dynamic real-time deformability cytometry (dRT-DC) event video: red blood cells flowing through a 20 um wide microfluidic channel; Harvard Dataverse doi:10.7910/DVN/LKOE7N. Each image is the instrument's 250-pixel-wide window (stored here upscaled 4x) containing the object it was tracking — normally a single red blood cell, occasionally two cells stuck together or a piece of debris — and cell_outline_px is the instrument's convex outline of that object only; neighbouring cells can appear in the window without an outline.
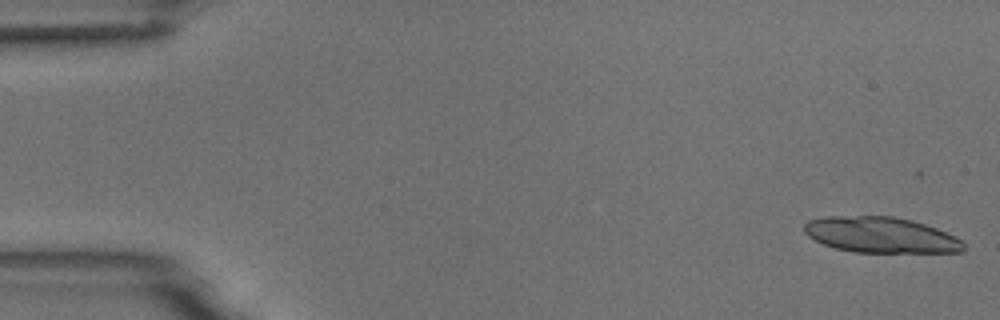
{"species": "common noctule bat (a hibernating species)", "species_latin": "Nyctalus noctula", "temperature_condition": "room temperature", "stored_images_in_passage": 27, "camera_frame_rate_fps": 3000, "um_per_image_px": 0.085, "animal": {"sex": "male", "body_mass_g": 18.8}, "frame": {"image": 1, "passage_image": 1, "time_ms": 0.0, "image_size_px": [1000, 320], "cell_outline_px": [[964, 252], [856, 252], [836, 248], [824, 244], [808, 236], [804, 232], [804, 224], [808, 220], [828, 216], [892, 216], [912, 220], [936, 228], [956, 236], [964, 244]], "centroid_in_image_um": [74.87, 19.96], "position_along_channel_um": 10.1, "area_um2": 33.06}}
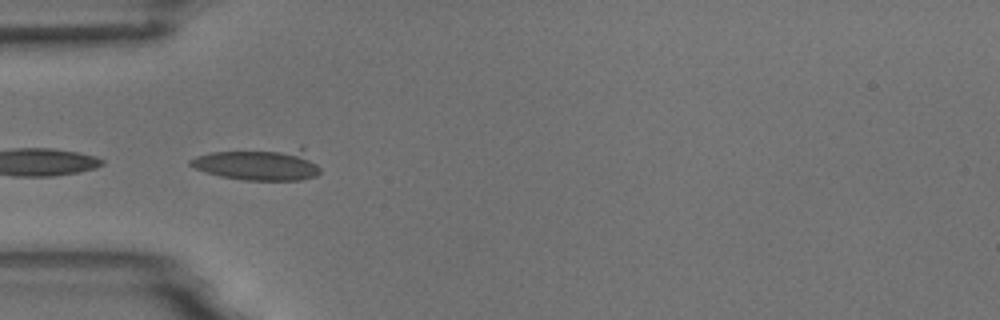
{"frame": {"image": 2, "passage_image": 17, "time_ms": 5.333, "image_size_px": [1000, 320], "cell_outline_px": [[320, 172], [316, 176], [300, 180], [244, 180], [220, 176], [196, 168], [188, 164], [188, 160], [196, 156], [212, 152], [300, 144], [304, 148], [320, 168]], "centroid_in_image_um": [22.07, 13.9], "position_along_channel_um": 62.9, "area_um2": 25.2}}